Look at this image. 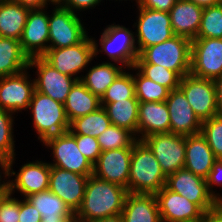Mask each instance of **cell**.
<instances>
[{
  "label": "cell",
  "instance_id": "obj_1",
  "mask_svg": "<svg viewBox=\"0 0 222 222\" xmlns=\"http://www.w3.org/2000/svg\"><path fill=\"white\" fill-rule=\"evenodd\" d=\"M127 189L93 174L88 177L84 198L75 216L85 222L121 214Z\"/></svg>",
  "mask_w": 222,
  "mask_h": 222
},
{
  "label": "cell",
  "instance_id": "obj_2",
  "mask_svg": "<svg viewBox=\"0 0 222 222\" xmlns=\"http://www.w3.org/2000/svg\"><path fill=\"white\" fill-rule=\"evenodd\" d=\"M166 178L152 150L137 140L132 148L128 192L155 195L165 186Z\"/></svg>",
  "mask_w": 222,
  "mask_h": 222
},
{
  "label": "cell",
  "instance_id": "obj_3",
  "mask_svg": "<svg viewBox=\"0 0 222 222\" xmlns=\"http://www.w3.org/2000/svg\"><path fill=\"white\" fill-rule=\"evenodd\" d=\"M135 64H155L176 72L181 78L191 70V40L173 36L162 43L145 48Z\"/></svg>",
  "mask_w": 222,
  "mask_h": 222
},
{
  "label": "cell",
  "instance_id": "obj_4",
  "mask_svg": "<svg viewBox=\"0 0 222 222\" xmlns=\"http://www.w3.org/2000/svg\"><path fill=\"white\" fill-rule=\"evenodd\" d=\"M28 110L38 140L42 143L49 137L69 131L70 122L63 103L35 90Z\"/></svg>",
  "mask_w": 222,
  "mask_h": 222
},
{
  "label": "cell",
  "instance_id": "obj_5",
  "mask_svg": "<svg viewBox=\"0 0 222 222\" xmlns=\"http://www.w3.org/2000/svg\"><path fill=\"white\" fill-rule=\"evenodd\" d=\"M105 27L98 42L92 36L94 57L104 52L111 59L110 62L118 63L126 69L134 66L139 56L134 32L115 23Z\"/></svg>",
  "mask_w": 222,
  "mask_h": 222
},
{
  "label": "cell",
  "instance_id": "obj_6",
  "mask_svg": "<svg viewBox=\"0 0 222 222\" xmlns=\"http://www.w3.org/2000/svg\"><path fill=\"white\" fill-rule=\"evenodd\" d=\"M42 57L59 72L81 80V72H84L95 58L92 36L88 35L74 46L48 48Z\"/></svg>",
  "mask_w": 222,
  "mask_h": 222
},
{
  "label": "cell",
  "instance_id": "obj_7",
  "mask_svg": "<svg viewBox=\"0 0 222 222\" xmlns=\"http://www.w3.org/2000/svg\"><path fill=\"white\" fill-rule=\"evenodd\" d=\"M49 41L48 48H64L77 45L87 36V28L84 27L79 14L73 13L60 4H55L49 11Z\"/></svg>",
  "mask_w": 222,
  "mask_h": 222
},
{
  "label": "cell",
  "instance_id": "obj_8",
  "mask_svg": "<svg viewBox=\"0 0 222 222\" xmlns=\"http://www.w3.org/2000/svg\"><path fill=\"white\" fill-rule=\"evenodd\" d=\"M135 41L140 54L145 48L171 39L174 35L167 12L137 7Z\"/></svg>",
  "mask_w": 222,
  "mask_h": 222
},
{
  "label": "cell",
  "instance_id": "obj_9",
  "mask_svg": "<svg viewBox=\"0 0 222 222\" xmlns=\"http://www.w3.org/2000/svg\"><path fill=\"white\" fill-rule=\"evenodd\" d=\"M43 145L52 150L53 162H48L50 166L80 175L93 174L94 165L79 151L76 139L69 132L49 137Z\"/></svg>",
  "mask_w": 222,
  "mask_h": 222
},
{
  "label": "cell",
  "instance_id": "obj_10",
  "mask_svg": "<svg viewBox=\"0 0 222 222\" xmlns=\"http://www.w3.org/2000/svg\"><path fill=\"white\" fill-rule=\"evenodd\" d=\"M152 150L166 176L184 168L185 136L180 134L158 133L143 139Z\"/></svg>",
  "mask_w": 222,
  "mask_h": 222
},
{
  "label": "cell",
  "instance_id": "obj_11",
  "mask_svg": "<svg viewBox=\"0 0 222 222\" xmlns=\"http://www.w3.org/2000/svg\"><path fill=\"white\" fill-rule=\"evenodd\" d=\"M179 88L201 122L217 115L214 80L200 78L189 73L181 78Z\"/></svg>",
  "mask_w": 222,
  "mask_h": 222
},
{
  "label": "cell",
  "instance_id": "obj_12",
  "mask_svg": "<svg viewBox=\"0 0 222 222\" xmlns=\"http://www.w3.org/2000/svg\"><path fill=\"white\" fill-rule=\"evenodd\" d=\"M190 73L209 80L222 75V39L196 38L191 41Z\"/></svg>",
  "mask_w": 222,
  "mask_h": 222
},
{
  "label": "cell",
  "instance_id": "obj_13",
  "mask_svg": "<svg viewBox=\"0 0 222 222\" xmlns=\"http://www.w3.org/2000/svg\"><path fill=\"white\" fill-rule=\"evenodd\" d=\"M35 68V90L64 104L71 88L78 80L59 72L42 56L30 58L28 69Z\"/></svg>",
  "mask_w": 222,
  "mask_h": 222
},
{
  "label": "cell",
  "instance_id": "obj_14",
  "mask_svg": "<svg viewBox=\"0 0 222 222\" xmlns=\"http://www.w3.org/2000/svg\"><path fill=\"white\" fill-rule=\"evenodd\" d=\"M16 156L10 159V193L14 195L17 191L24 198L31 194L48 190L49 177H50V165L48 162L42 160H35L32 162H26L21 165L19 172L14 171L13 166ZM16 190V191H15Z\"/></svg>",
  "mask_w": 222,
  "mask_h": 222
},
{
  "label": "cell",
  "instance_id": "obj_15",
  "mask_svg": "<svg viewBox=\"0 0 222 222\" xmlns=\"http://www.w3.org/2000/svg\"><path fill=\"white\" fill-rule=\"evenodd\" d=\"M165 187L195 203L203 212L217 205V200L209 193L206 179L194 175L185 168L169 174Z\"/></svg>",
  "mask_w": 222,
  "mask_h": 222
},
{
  "label": "cell",
  "instance_id": "obj_16",
  "mask_svg": "<svg viewBox=\"0 0 222 222\" xmlns=\"http://www.w3.org/2000/svg\"><path fill=\"white\" fill-rule=\"evenodd\" d=\"M28 68L19 74L0 77V108L16 114L29 109L35 81Z\"/></svg>",
  "mask_w": 222,
  "mask_h": 222
},
{
  "label": "cell",
  "instance_id": "obj_17",
  "mask_svg": "<svg viewBox=\"0 0 222 222\" xmlns=\"http://www.w3.org/2000/svg\"><path fill=\"white\" fill-rule=\"evenodd\" d=\"M55 166H50L49 190L61 198L76 213L80 208L88 177Z\"/></svg>",
  "mask_w": 222,
  "mask_h": 222
},
{
  "label": "cell",
  "instance_id": "obj_18",
  "mask_svg": "<svg viewBox=\"0 0 222 222\" xmlns=\"http://www.w3.org/2000/svg\"><path fill=\"white\" fill-rule=\"evenodd\" d=\"M132 148L113 149L101 152L94 164L93 175L127 189Z\"/></svg>",
  "mask_w": 222,
  "mask_h": 222
},
{
  "label": "cell",
  "instance_id": "obj_19",
  "mask_svg": "<svg viewBox=\"0 0 222 222\" xmlns=\"http://www.w3.org/2000/svg\"><path fill=\"white\" fill-rule=\"evenodd\" d=\"M162 222H200L203 211L193 202L165 186L155 194Z\"/></svg>",
  "mask_w": 222,
  "mask_h": 222
},
{
  "label": "cell",
  "instance_id": "obj_20",
  "mask_svg": "<svg viewBox=\"0 0 222 222\" xmlns=\"http://www.w3.org/2000/svg\"><path fill=\"white\" fill-rule=\"evenodd\" d=\"M47 8L30 10L28 13L20 43L29 58L42 56L48 50L50 13Z\"/></svg>",
  "mask_w": 222,
  "mask_h": 222
},
{
  "label": "cell",
  "instance_id": "obj_21",
  "mask_svg": "<svg viewBox=\"0 0 222 222\" xmlns=\"http://www.w3.org/2000/svg\"><path fill=\"white\" fill-rule=\"evenodd\" d=\"M165 102L170 115L171 133L187 136L201 132L202 122L180 88L170 91Z\"/></svg>",
  "mask_w": 222,
  "mask_h": 222
},
{
  "label": "cell",
  "instance_id": "obj_22",
  "mask_svg": "<svg viewBox=\"0 0 222 222\" xmlns=\"http://www.w3.org/2000/svg\"><path fill=\"white\" fill-rule=\"evenodd\" d=\"M170 132V115L165 101L139 102L137 140Z\"/></svg>",
  "mask_w": 222,
  "mask_h": 222
},
{
  "label": "cell",
  "instance_id": "obj_23",
  "mask_svg": "<svg viewBox=\"0 0 222 222\" xmlns=\"http://www.w3.org/2000/svg\"><path fill=\"white\" fill-rule=\"evenodd\" d=\"M185 164L184 168L194 175L206 179L217 160L206 138L201 134L185 136Z\"/></svg>",
  "mask_w": 222,
  "mask_h": 222
},
{
  "label": "cell",
  "instance_id": "obj_24",
  "mask_svg": "<svg viewBox=\"0 0 222 222\" xmlns=\"http://www.w3.org/2000/svg\"><path fill=\"white\" fill-rule=\"evenodd\" d=\"M203 8L188 0H178L169 11L174 35L191 41L196 39L201 24Z\"/></svg>",
  "mask_w": 222,
  "mask_h": 222
},
{
  "label": "cell",
  "instance_id": "obj_25",
  "mask_svg": "<svg viewBox=\"0 0 222 222\" xmlns=\"http://www.w3.org/2000/svg\"><path fill=\"white\" fill-rule=\"evenodd\" d=\"M121 215L123 222H162L154 194L128 192Z\"/></svg>",
  "mask_w": 222,
  "mask_h": 222
},
{
  "label": "cell",
  "instance_id": "obj_26",
  "mask_svg": "<svg viewBox=\"0 0 222 222\" xmlns=\"http://www.w3.org/2000/svg\"><path fill=\"white\" fill-rule=\"evenodd\" d=\"M26 199L40 212L41 222H66L75 216L70 207L49 189Z\"/></svg>",
  "mask_w": 222,
  "mask_h": 222
},
{
  "label": "cell",
  "instance_id": "obj_27",
  "mask_svg": "<svg viewBox=\"0 0 222 222\" xmlns=\"http://www.w3.org/2000/svg\"><path fill=\"white\" fill-rule=\"evenodd\" d=\"M63 105L67 119L71 123L76 118L98 110L101 107V99L78 80L71 88Z\"/></svg>",
  "mask_w": 222,
  "mask_h": 222
},
{
  "label": "cell",
  "instance_id": "obj_28",
  "mask_svg": "<svg viewBox=\"0 0 222 222\" xmlns=\"http://www.w3.org/2000/svg\"><path fill=\"white\" fill-rule=\"evenodd\" d=\"M29 11L18 2L0 0V37L20 41Z\"/></svg>",
  "mask_w": 222,
  "mask_h": 222
},
{
  "label": "cell",
  "instance_id": "obj_29",
  "mask_svg": "<svg viewBox=\"0 0 222 222\" xmlns=\"http://www.w3.org/2000/svg\"><path fill=\"white\" fill-rule=\"evenodd\" d=\"M85 71L87 73L81 78V82L100 99L105 94L107 88L114 82L117 76L126 69L118 63H112L109 60L96 63ZM89 69V70H88Z\"/></svg>",
  "mask_w": 222,
  "mask_h": 222
},
{
  "label": "cell",
  "instance_id": "obj_30",
  "mask_svg": "<svg viewBox=\"0 0 222 222\" xmlns=\"http://www.w3.org/2000/svg\"><path fill=\"white\" fill-rule=\"evenodd\" d=\"M29 60L19 40L0 37V77L21 73L28 68Z\"/></svg>",
  "mask_w": 222,
  "mask_h": 222
},
{
  "label": "cell",
  "instance_id": "obj_31",
  "mask_svg": "<svg viewBox=\"0 0 222 222\" xmlns=\"http://www.w3.org/2000/svg\"><path fill=\"white\" fill-rule=\"evenodd\" d=\"M106 110L111 125L131 131L137 137L138 99H124L114 103H101Z\"/></svg>",
  "mask_w": 222,
  "mask_h": 222
},
{
  "label": "cell",
  "instance_id": "obj_32",
  "mask_svg": "<svg viewBox=\"0 0 222 222\" xmlns=\"http://www.w3.org/2000/svg\"><path fill=\"white\" fill-rule=\"evenodd\" d=\"M111 125L106 110L101 106L95 112L74 119L70 123V134L89 135L97 138Z\"/></svg>",
  "mask_w": 222,
  "mask_h": 222
},
{
  "label": "cell",
  "instance_id": "obj_33",
  "mask_svg": "<svg viewBox=\"0 0 222 222\" xmlns=\"http://www.w3.org/2000/svg\"><path fill=\"white\" fill-rule=\"evenodd\" d=\"M128 70H135L133 80L135 85V95L139 102H163L169 95V90L160 84L143 76L134 66Z\"/></svg>",
  "mask_w": 222,
  "mask_h": 222
},
{
  "label": "cell",
  "instance_id": "obj_34",
  "mask_svg": "<svg viewBox=\"0 0 222 222\" xmlns=\"http://www.w3.org/2000/svg\"><path fill=\"white\" fill-rule=\"evenodd\" d=\"M102 152L113 149L133 148L137 137L129 130L110 125L97 137Z\"/></svg>",
  "mask_w": 222,
  "mask_h": 222
},
{
  "label": "cell",
  "instance_id": "obj_35",
  "mask_svg": "<svg viewBox=\"0 0 222 222\" xmlns=\"http://www.w3.org/2000/svg\"><path fill=\"white\" fill-rule=\"evenodd\" d=\"M125 70L126 69H124L107 88L105 94L101 98V103H114L124 99H137L135 95L133 73Z\"/></svg>",
  "mask_w": 222,
  "mask_h": 222
},
{
  "label": "cell",
  "instance_id": "obj_36",
  "mask_svg": "<svg viewBox=\"0 0 222 222\" xmlns=\"http://www.w3.org/2000/svg\"><path fill=\"white\" fill-rule=\"evenodd\" d=\"M196 38L222 39V5L203 8L201 24Z\"/></svg>",
  "mask_w": 222,
  "mask_h": 222
},
{
  "label": "cell",
  "instance_id": "obj_37",
  "mask_svg": "<svg viewBox=\"0 0 222 222\" xmlns=\"http://www.w3.org/2000/svg\"><path fill=\"white\" fill-rule=\"evenodd\" d=\"M145 77L166 87L169 91L179 88L181 77L174 71L155 64H134Z\"/></svg>",
  "mask_w": 222,
  "mask_h": 222
},
{
  "label": "cell",
  "instance_id": "obj_38",
  "mask_svg": "<svg viewBox=\"0 0 222 222\" xmlns=\"http://www.w3.org/2000/svg\"><path fill=\"white\" fill-rule=\"evenodd\" d=\"M14 114L0 108V155L12 159L15 153Z\"/></svg>",
  "mask_w": 222,
  "mask_h": 222
},
{
  "label": "cell",
  "instance_id": "obj_39",
  "mask_svg": "<svg viewBox=\"0 0 222 222\" xmlns=\"http://www.w3.org/2000/svg\"><path fill=\"white\" fill-rule=\"evenodd\" d=\"M200 133L206 138L216 159H222V116L217 114L204 120Z\"/></svg>",
  "mask_w": 222,
  "mask_h": 222
},
{
  "label": "cell",
  "instance_id": "obj_40",
  "mask_svg": "<svg viewBox=\"0 0 222 222\" xmlns=\"http://www.w3.org/2000/svg\"><path fill=\"white\" fill-rule=\"evenodd\" d=\"M71 135L76 139L79 151L94 165L102 152L97 138L81 134Z\"/></svg>",
  "mask_w": 222,
  "mask_h": 222
},
{
  "label": "cell",
  "instance_id": "obj_41",
  "mask_svg": "<svg viewBox=\"0 0 222 222\" xmlns=\"http://www.w3.org/2000/svg\"><path fill=\"white\" fill-rule=\"evenodd\" d=\"M19 221V197L16 198L10 192L0 196V222Z\"/></svg>",
  "mask_w": 222,
  "mask_h": 222
},
{
  "label": "cell",
  "instance_id": "obj_42",
  "mask_svg": "<svg viewBox=\"0 0 222 222\" xmlns=\"http://www.w3.org/2000/svg\"><path fill=\"white\" fill-rule=\"evenodd\" d=\"M207 188L209 193L218 200L221 196L220 193L213 190L214 186H221L222 187V159H217L211 171L209 172L208 177L206 178Z\"/></svg>",
  "mask_w": 222,
  "mask_h": 222
},
{
  "label": "cell",
  "instance_id": "obj_43",
  "mask_svg": "<svg viewBox=\"0 0 222 222\" xmlns=\"http://www.w3.org/2000/svg\"><path fill=\"white\" fill-rule=\"evenodd\" d=\"M19 199L18 222H41L40 212L26 198Z\"/></svg>",
  "mask_w": 222,
  "mask_h": 222
},
{
  "label": "cell",
  "instance_id": "obj_44",
  "mask_svg": "<svg viewBox=\"0 0 222 222\" xmlns=\"http://www.w3.org/2000/svg\"><path fill=\"white\" fill-rule=\"evenodd\" d=\"M101 1L103 2V0H62L60 5L78 14L79 11L83 12L87 9H94L97 5L101 4Z\"/></svg>",
  "mask_w": 222,
  "mask_h": 222
},
{
  "label": "cell",
  "instance_id": "obj_45",
  "mask_svg": "<svg viewBox=\"0 0 222 222\" xmlns=\"http://www.w3.org/2000/svg\"><path fill=\"white\" fill-rule=\"evenodd\" d=\"M178 0H138L136 6L169 13Z\"/></svg>",
  "mask_w": 222,
  "mask_h": 222
},
{
  "label": "cell",
  "instance_id": "obj_46",
  "mask_svg": "<svg viewBox=\"0 0 222 222\" xmlns=\"http://www.w3.org/2000/svg\"><path fill=\"white\" fill-rule=\"evenodd\" d=\"M9 174H10V160L0 155V196L6 195L10 192ZM3 177L4 179H2Z\"/></svg>",
  "mask_w": 222,
  "mask_h": 222
},
{
  "label": "cell",
  "instance_id": "obj_47",
  "mask_svg": "<svg viewBox=\"0 0 222 222\" xmlns=\"http://www.w3.org/2000/svg\"><path fill=\"white\" fill-rule=\"evenodd\" d=\"M200 222H222V209L216 205L211 210L203 212Z\"/></svg>",
  "mask_w": 222,
  "mask_h": 222
},
{
  "label": "cell",
  "instance_id": "obj_48",
  "mask_svg": "<svg viewBox=\"0 0 222 222\" xmlns=\"http://www.w3.org/2000/svg\"><path fill=\"white\" fill-rule=\"evenodd\" d=\"M18 2L29 10H39L52 4L49 0H11Z\"/></svg>",
  "mask_w": 222,
  "mask_h": 222
},
{
  "label": "cell",
  "instance_id": "obj_49",
  "mask_svg": "<svg viewBox=\"0 0 222 222\" xmlns=\"http://www.w3.org/2000/svg\"><path fill=\"white\" fill-rule=\"evenodd\" d=\"M217 96V114L222 116V75L214 80Z\"/></svg>",
  "mask_w": 222,
  "mask_h": 222
},
{
  "label": "cell",
  "instance_id": "obj_50",
  "mask_svg": "<svg viewBox=\"0 0 222 222\" xmlns=\"http://www.w3.org/2000/svg\"><path fill=\"white\" fill-rule=\"evenodd\" d=\"M202 8H207L219 4V0H188Z\"/></svg>",
  "mask_w": 222,
  "mask_h": 222
},
{
  "label": "cell",
  "instance_id": "obj_51",
  "mask_svg": "<svg viewBox=\"0 0 222 222\" xmlns=\"http://www.w3.org/2000/svg\"><path fill=\"white\" fill-rule=\"evenodd\" d=\"M94 222H123V218H122L121 214H118V215H115V216L98 219Z\"/></svg>",
  "mask_w": 222,
  "mask_h": 222
},
{
  "label": "cell",
  "instance_id": "obj_52",
  "mask_svg": "<svg viewBox=\"0 0 222 222\" xmlns=\"http://www.w3.org/2000/svg\"><path fill=\"white\" fill-rule=\"evenodd\" d=\"M83 220L74 216L73 218L67 220L66 222H82Z\"/></svg>",
  "mask_w": 222,
  "mask_h": 222
},
{
  "label": "cell",
  "instance_id": "obj_53",
  "mask_svg": "<svg viewBox=\"0 0 222 222\" xmlns=\"http://www.w3.org/2000/svg\"><path fill=\"white\" fill-rule=\"evenodd\" d=\"M217 205L222 209V194L221 197L217 200Z\"/></svg>",
  "mask_w": 222,
  "mask_h": 222
},
{
  "label": "cell",
  "instance_id": "obj_54",
  "mask_svg": "<svg viewBox=\"0 0 222 222\" xmlns=\"http://www.w3.org/2000/svg\"><path fill=\"white\" fill-rule=\"evenodd\" d=\"M51 3H52V5L54 6L55 4H60V2L62 1V0H49Z\"/></svg>",
  "mask_w": 222,
  "mask_h": 222
}]
</instances>
